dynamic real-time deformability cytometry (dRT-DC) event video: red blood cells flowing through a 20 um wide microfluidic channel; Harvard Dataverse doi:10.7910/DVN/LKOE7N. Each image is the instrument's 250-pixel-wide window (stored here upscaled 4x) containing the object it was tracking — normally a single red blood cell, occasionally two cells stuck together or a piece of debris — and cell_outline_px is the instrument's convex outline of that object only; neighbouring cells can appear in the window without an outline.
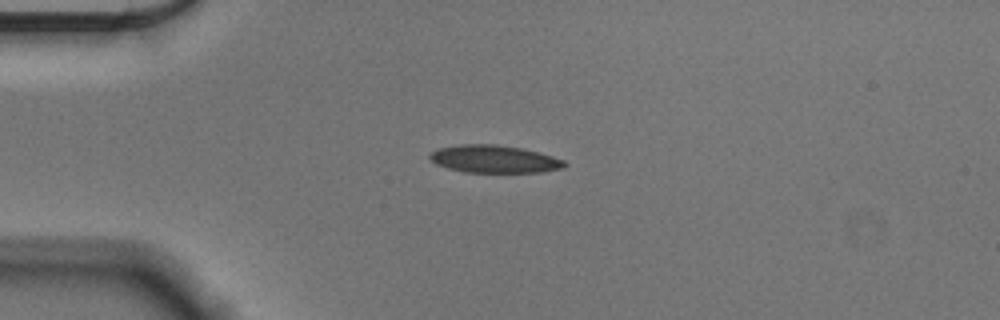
{"species": "Egyptian fruit bat (a non-hibernating species)", "species_latin": "Rousettus aegyptiacus", "temperature_condition": "cold", "stored_images_in_passage": 43, "camera_frame_rate_fps": 3000, "um_per_image_px": 0.085, "animal": {"sex": "male"}, "frame": {"image": 1, "passage_image": 1, "time_ms": 0.0, "image_size_px": [1000, 320], "cell_outline_px": [[568, 164], [564, 168], [540, 172], [464, 172], [448, 168], [436, 164], [428, 156], [432, 152], [440, 148], [460, 144], [496, 144], [520, 148], [540, 152], [564, 160]], "centroid_in_image_um": [42.04, 13.52], "position_along_channel_um": 43.0, "area_um2": 21.62}}
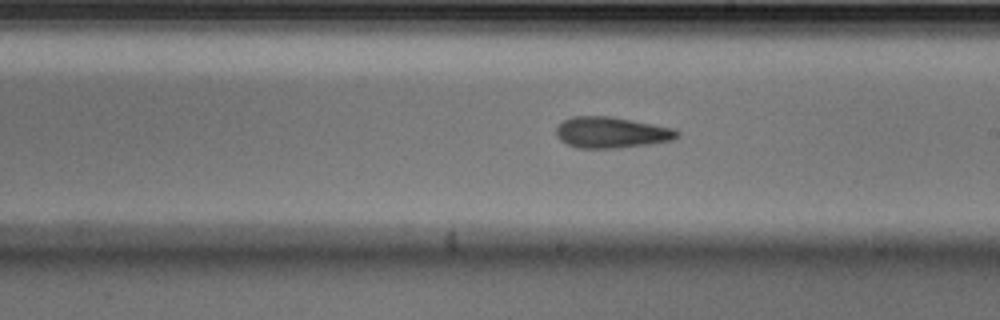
{"frame": {"image": 2, "passage_image": 19, "time_ms": 6.0, "image_size_px": [1000, 320], "cell_outline_px": [[680, 136], [672, 140], [648, 144], [620, 148], [576, 148], [560, 140], [556, 136], [556, 128], [564, 120], [572, 116], [612, 116], [676, 128], [680, 132]], "centroid_in_image_um": [52.0, 11.25], "position_along_channel_um": 237.0, "area_um2": 22.14}}
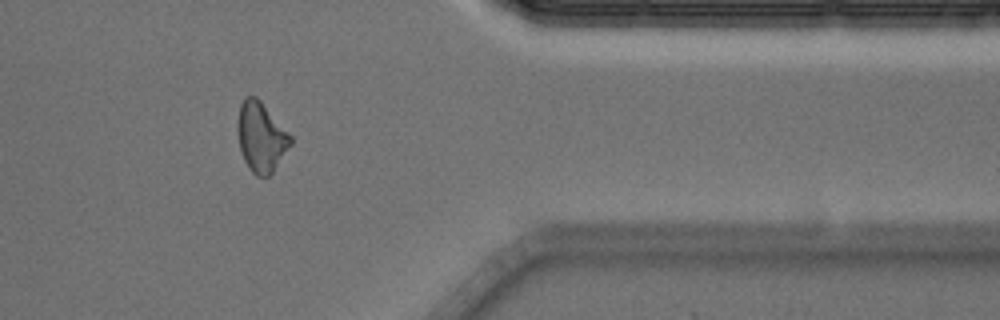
{"frame": {"image": 3, "passage_image": 33, "time_ms": 10.667, "image_size_px": [1000, 320], "cell_outline_px": [[292, 144], [272, 172], [268, 176], [256, 176], [248, 168], [244, 160], [240, 148], [236, 128], [236, 120], [240, 104], [244, 96], [256, 96], [260, 100], [292, 136]], "centroid_in_image_um": [22.17, 11.63], "position_along_channel_um": 389.2, "area_um2": 21.68}, "authors_computed_cell_mechanics": {"area_um2": 21.675, "velocity_mm_per_s": 3.608, "shape_relaxation_time_tau1_ms": 7.2144, "shape_relaxation_time_tau2_ms": 5.4701, "deformation_change_tau1": 0.1465, "deformation_change_tau2": 0.1427}}